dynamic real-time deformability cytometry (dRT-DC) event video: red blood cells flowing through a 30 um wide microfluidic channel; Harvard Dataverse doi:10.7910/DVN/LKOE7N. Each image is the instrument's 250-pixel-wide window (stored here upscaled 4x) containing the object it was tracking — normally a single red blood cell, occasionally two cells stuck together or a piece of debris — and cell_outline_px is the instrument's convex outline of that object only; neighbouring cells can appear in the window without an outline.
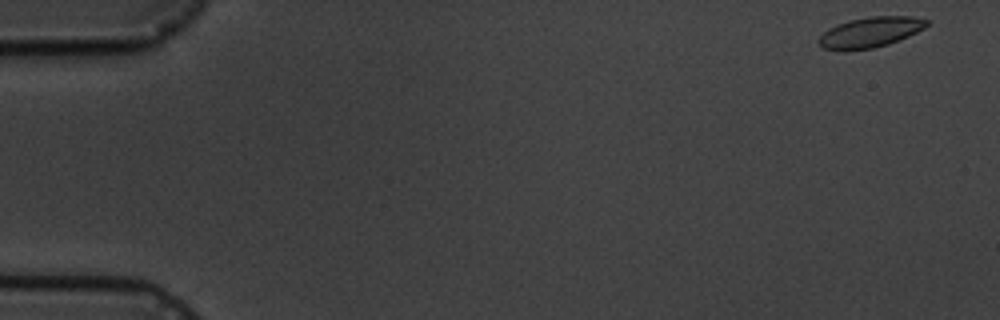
{"species": "common noctule bat (a hibernating species)", "species_latin": "Nyctalus noctula", "temperature_condition": "cold", "stored_images_in_passage": 6, "camera_frame_rate_fps": 3000, "um_per_image_px": 0.085, "animal": {"sex": "male", "body_mass_g": 19.5, "forearm_length_mm": 54.6}, "frame": {"image": 1, "passage_image": 1, "time_ms": 0.0, "image_size_px": [1000, 320], "cell_outline_px": [[928, 24], [924, 28], [900, 40], [888, 44], [872, 48], [820, 48], [816, 44], [816, 40], [828, 28], [836, 24], [848, 20], [868, 16], [912, 16], [928, 20]], "centroid_in_image_um": [73.96, 2.7], "position_along_channel_um": 11.0, "area_um2": 18.84}}
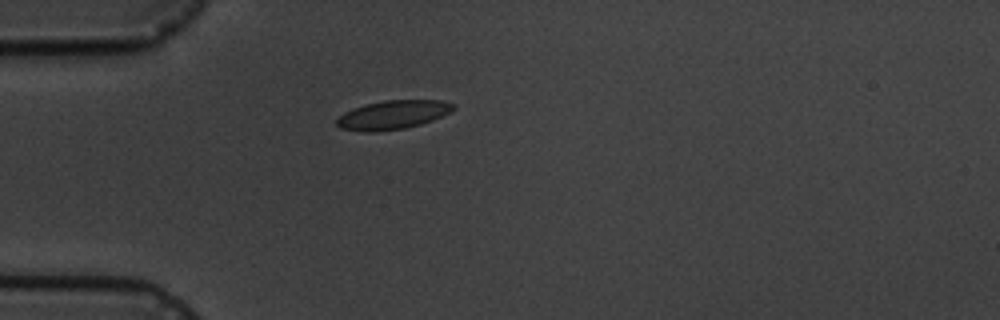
{"frame": {"image": 2, "passage_image": 5, "time_ms": 4.667, "image_size_px": [1000, 320], "cell_outline_px": [[456, 108], [452, 112], [432, 120], [420, 124], [404, 128], [372, 132], [364, 132], [340, 128], [336, 124], [336, 120], [344, 112], [352, 108], [364, 104], [384, 100], [440, 100], [456, 104]], "centroid_in_image_um": [33.4, 9.75], "position_along_channel_um": 51.6, "area_um2": 19.71}}